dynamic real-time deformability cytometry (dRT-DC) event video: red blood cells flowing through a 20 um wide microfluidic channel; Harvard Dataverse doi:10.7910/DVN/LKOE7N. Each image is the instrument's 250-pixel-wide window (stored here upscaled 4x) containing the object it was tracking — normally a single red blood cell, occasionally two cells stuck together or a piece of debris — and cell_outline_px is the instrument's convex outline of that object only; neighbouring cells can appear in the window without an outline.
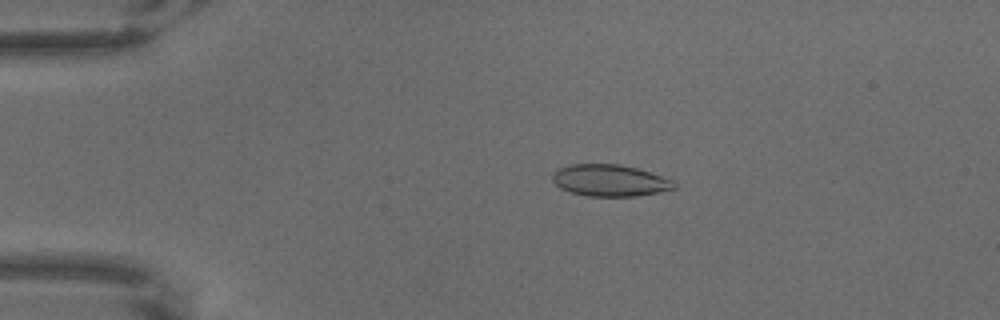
{"species": "common noctule bat (a hibernating species)", "species_latin": "Nyctalus noctula", "temperature_condition": "warm", "stored_images_in_passage": 64, "camera_frame_rate_fps": 3000, "um_per_image_px": 0.085, "animal": {"sex": "male", "body_mass_g": 18.8}, "frame": {"image": 1, "passage_image": 13, "time_ms": 4.0, "image_size_px": [1000, 320], "cell_outline_px": [[676, 188], [636, 196], [588, 196], [572, 192], [560, 188], [552, 180], [552, 176], [556, 168], [572, 164], [616, 164], [636, 168], [672, 180], [676, 184]], "centroid_in_image_um": [51.79, 15.33], "position_along_channel_um": 33.2, "area_um2": 22.2}}
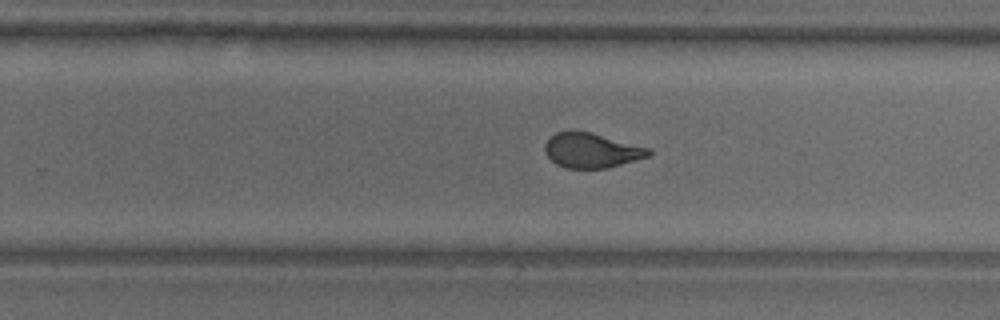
{"frame": {"image": 2, "passage_image": 41, "time_ms": 13.333, "image_size_px": [1000, 320], "cell_outline_px": [[652, 152], [648, 156], [608, 168], [564, 168], [556, 164], [544, 152], [544, 144], [556, 132], [592, 132], [652, 148]], "centroid_in_image_um": [50.31, 12.79], "position_along_channel_um": 279.5, "area_um2": 20.98}}
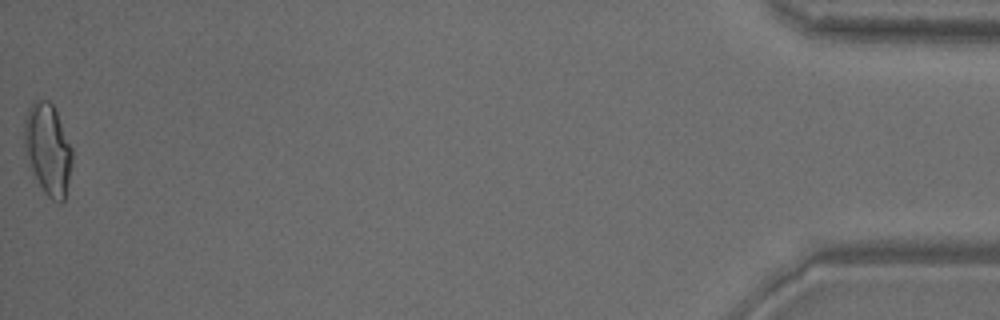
{"frame": {"image": 3, "passage_image": 64, "time_ms": 21.0, "image_size_px": [1000, 320], "cell_outline_px": [[72, 164], [64, 200], [60, 204], [52, 200], [44, 192], [32, 172], [24, 148], [24, 124], [28, 108], [36, 100], [48, 100], [52, 104], [56, 112], [72, 148]], "centroid_in_image_um": [4.07, 12.7], "position_along_channel_um": 431.1, "area_um2": 25.26}}